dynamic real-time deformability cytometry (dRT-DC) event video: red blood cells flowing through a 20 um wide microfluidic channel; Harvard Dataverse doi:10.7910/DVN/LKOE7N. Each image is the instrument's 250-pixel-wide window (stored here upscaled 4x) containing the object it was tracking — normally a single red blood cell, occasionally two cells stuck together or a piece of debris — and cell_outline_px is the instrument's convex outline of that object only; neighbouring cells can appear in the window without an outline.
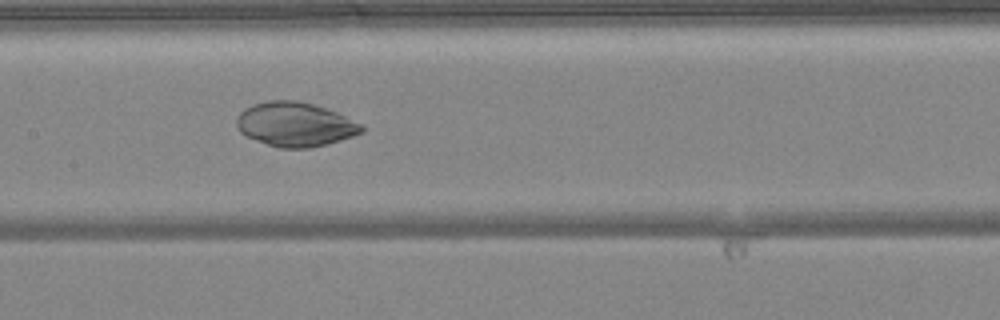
{"species": "common noctule bat (a hibernating species)", "species_latin": "Nyctalus noctula", "temperature_condition": "warm", "stored_images_in_passage": 48, "camera_frame_rate_fps": 3000, "um_per_image_px": 0.085, "animal": {"sex": "female", "body_mass_g": 24.6, "forearm_length_mm": 56.2}, "frame": {"image": 1, "passage_image": 23, "time_ms": 7.333, "image_size_px": [1000, 320], "cell_outline_px": [[364, 132], [328, 144], [308, 148], [280, 148], [268, 144], [248, 136], [240, 132], [236, 124], [236, 120], [240, 112], [244, 108], [252, 104], [268, 100], [292, 100], [312, 104], [336, 112], [364, 124]], "centroid_in_image_um": [25.1, 10.57], "position_along_channel_um": 182.3, "area_um2": 32.14}}
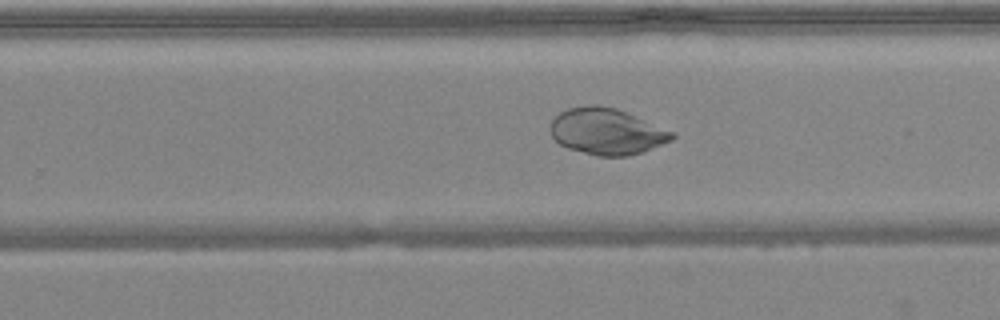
{"frame": {"image": 2, "passage_image": 30, "time_ms": 9.667, "image_size_px": [1000, 320], "cell_outline_px": [[676, 136], [672, 140], [644, 152], [628, 156], [596, 156], [568, 148], [560, 144], [552, 136], [552, 120], [560, 112], [568, 108], [584, 104], [600, 104], [616, 108], [672, 132]], "centroid_in_image_um": [51.56, 11.17], "position_along_channel_um": 278.2, "area_um2": 32.66}}
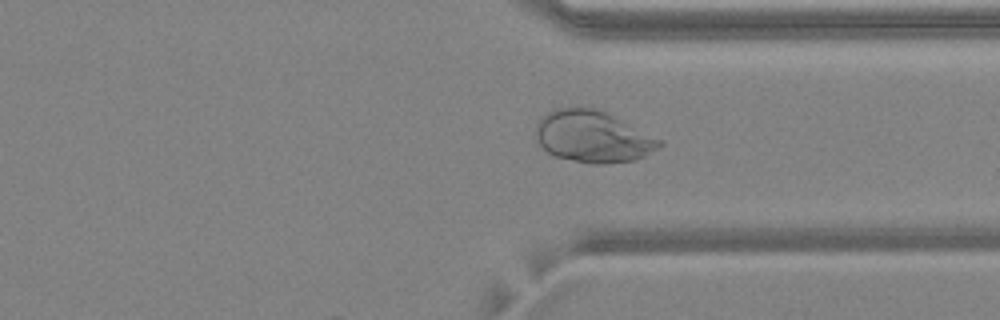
{"frame": {"image": 3, "passage_image": 36, "time_ms": 11.667, "image_size_px": [1000, 320], "cell_outline_px": [[664, 144], [660, 148], [636, 160], [604, 164], [592, 164], [556, 156], [548, 152], [536, 144], [532, 136], [536, 124], [540, 116], [556, 108], [572, 104], [600, 108], [664, 140]], "centroid_in_image_um": [50.36, 11.56], "position_along_channel_um": 361.0, "area_um2": 38.78}}